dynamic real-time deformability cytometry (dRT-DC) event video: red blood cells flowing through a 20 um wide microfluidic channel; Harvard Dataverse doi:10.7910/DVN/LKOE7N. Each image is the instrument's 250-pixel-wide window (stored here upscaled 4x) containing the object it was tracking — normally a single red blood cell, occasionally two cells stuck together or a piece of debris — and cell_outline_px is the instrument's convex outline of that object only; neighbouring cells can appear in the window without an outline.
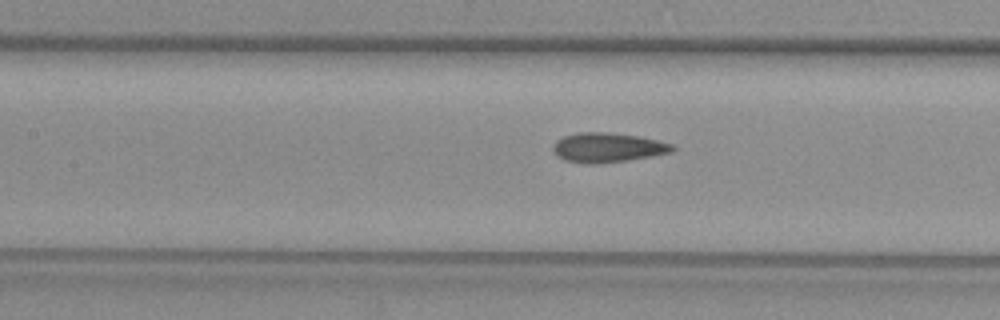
{"species": "common noctule bat (a hibernating species)", "species_latin": "Nyctalus noctula", "temperature_condition": "warm", "stored_images_in_passage": 7, "camera_frame_rate_fps": 3000, "um_per_image_px": 0.085, "animal": {"sex": "female", "body_mass_g": 29.2, "forearm_length_mm": 56.3}, "frame": {"image": 1, "passage_image": 7, "time_ms": 7.333, "image_size_px": [1000, 320], "cell_outline_px": [[676, 148], [672, 152], [652, 156], [628, 160], [596, 164], [588, 164], [564, 160], [556, 156], [552, 148], [552, 144], [556, 140], [564, 136], [576, 132], [608, 132], [640, 136], [676, 144]], "centroid_in_image_um": [51.66, 12.53], "position_along_channel_um": 155.7, "area_um2": 20.92}}